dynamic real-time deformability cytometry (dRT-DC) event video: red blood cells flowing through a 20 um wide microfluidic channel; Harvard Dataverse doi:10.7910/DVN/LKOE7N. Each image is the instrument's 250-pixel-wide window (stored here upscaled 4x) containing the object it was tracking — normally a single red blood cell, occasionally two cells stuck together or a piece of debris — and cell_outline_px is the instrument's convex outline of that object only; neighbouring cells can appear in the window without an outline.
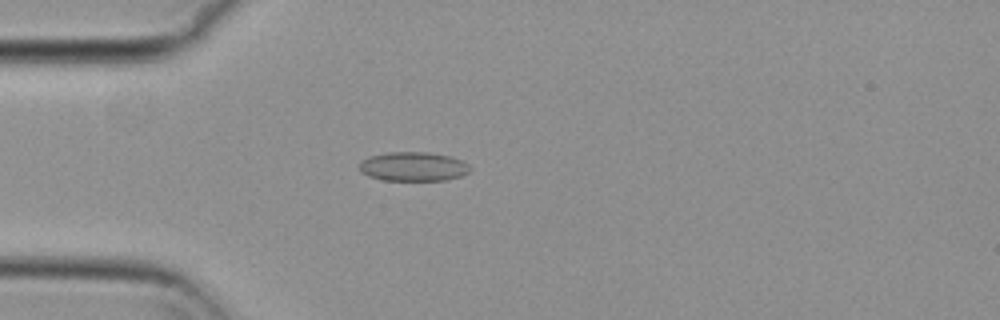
{"species": "common noctule bat (a hibernating species)", "species_latin": "Nyctalus noctula", "temperature_condition": "cold", "stored_images_in_passage": 55, "camera_frame_rate_fps": 3000, "um_per_image_px": 0.085, "animal": {"sex": "female", "body_mass_g": 29.2, "forearm_length_mm": 56.3}, "frame": {"image": 1, "passage_image": 15, "time_ms": 4.667, "image_size_px": [1000, 320], "cell_outline_px": [[472, 168], [468, 172], [460, 176], [444, 180], [384, 180], [368, 176], [360, 168], [360, 160], [368, 156], [388, 152], [428, 152], [452, 156], [468, 164]], "centroid_in_image_um": [35.13, 14.14], "position_along_channel_um": 49.9, "area_um2": 18.79}}
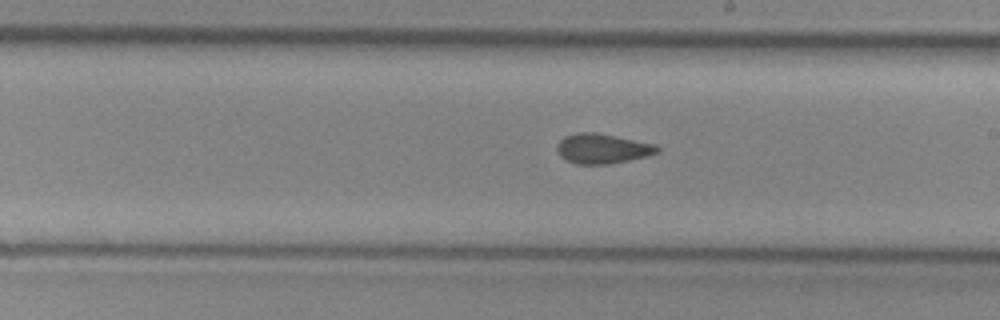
{"frame": {"image": 2, "passage_image": 31, "time_ms": 10.0, "image_size_px": [1000, 320], "cell_outline_px": [[660, 152], [648, 156], [608, 164], [576, 164], [560, 156], [556, 148], [556, 144], [564, 136], [576, 132], [596, 132], [656, 144], [660, 148]], "centroid_in_image_um": [51.21, 12.62], "position_along_channel_um": 237.8, "area_um2": 17.57}}
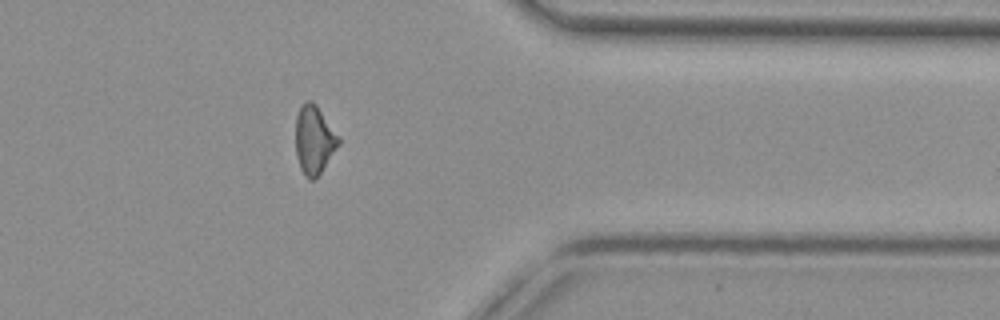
{"frame": {"image": 3, "passage_image": 44, "time_ms": 14.333, "image_size_px": [1000, 320], "cell_outline_px": [[340, 144], [316, 180], [308, 180], [300, 168], [296, 152], [296, 116], [304, 100], [312, 100], [316, 104], [340, 140]], "centroid_in_image_um": [26.69, 11.91], "position_along_channel_um": 384.7, "area_um2": 17.05}, "authors_computed_cell_mechanics": {"area_um2": 17.5712, "velocity_mm_per_s": 3.7318, "shape_relaxation_time_tau1_ms": null, "shape_relaxation_time_tau2_ms": 2.4007, "deformation_change_tau1": null, "deformation_change_tau2": 0.0932}}